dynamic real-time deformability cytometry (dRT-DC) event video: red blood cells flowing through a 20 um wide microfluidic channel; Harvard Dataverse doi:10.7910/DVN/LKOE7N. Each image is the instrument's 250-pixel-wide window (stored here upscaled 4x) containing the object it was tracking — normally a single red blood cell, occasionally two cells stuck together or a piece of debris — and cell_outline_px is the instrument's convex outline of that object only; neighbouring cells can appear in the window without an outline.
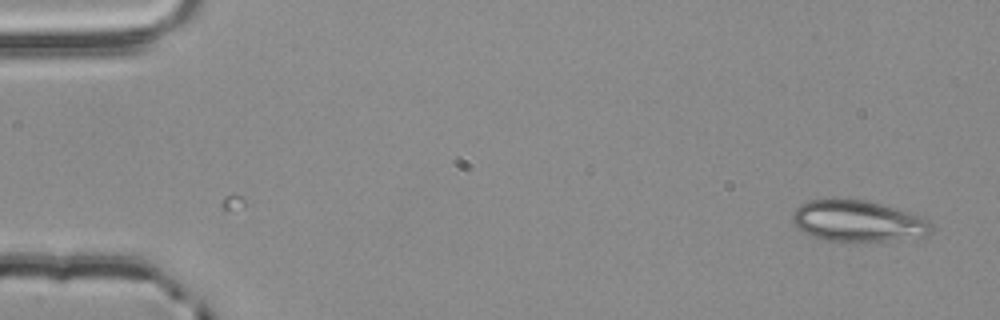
{"species": "common noctule bat (a hibernating species)", "species_latin": "Nyctalus noctula", "temperature_condition": "room temperature", "stored_images_in_passage": 2, "camera_frame_rate_fps": 3000, "um_per_image_px": 0.085, "animal": {"sex": "male", "body_mass_g": 20.4}, "frame": {"image": 1, "passage_image": 2, "time_ms": 0.333, "image_size_px": [1000, 320], "cell_outline_px": [[936, 224], [932, 232], [928, 236], [884, 240], [824, 240], [812, 236], [796, 228], [792, 224], [792, 212], [800, 204], [812, 200], [836, 196], [868, 200], [924, 216]], "centroid_in_image_um": [72.94, 18.74], "position_along_channel_um": 12.1, "area_um2": 34.16}}